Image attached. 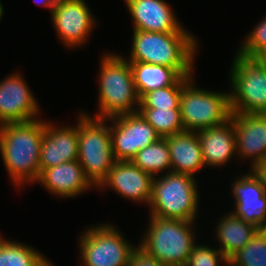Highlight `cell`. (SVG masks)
<instances>
[{
  "label": "cell",
  "mask_w": 266,
  "mask_h": 266,
  "mask_svg": "<svg viewBox=\"0 0 266 266\" xmlns=\"http://www.w3.org/2000/svg\"><path fill=\"white\" fill-rule=\"evenodd\" d=\"M45 120L0 125V153L8 175L18 188L35 183L40 175V147Z\"/></svg>",
  "instance_id": "1"
},
{
  "label": "cell",
  "mask_w": 266,
  "mask_h": 266,
  "mask_svg": "<svg viewBox=\"0 0 266 266\" xmlns=\"http://www.w3.org/2000/svg\"><path fill=\"white\" fill-rule=\"evenodd\" d=\"M195 38L184 27L172 33L133 30L131 54L127 61L167 66L184 77H191L198 50Z\"/></svg>",
  "instance_id": "2"
},
{
  "label": "cell",
  "mask_w": 266,
  "mask_h": 266,
  "mask_svg": "<svg viewBox=\"0 0 266 266\" xmlns=\"http://www.w3.org/2000/svg\"><path fill=\"white\" fill-rule=\"evenodd\" d=\"M100 62L99 112L95 117L110 119L137 112L140 98L130 63L116 53L103 55Z\"/></svg>",
  "instance_id": "3"
},
{
  "label": "cell",
  "mask_w": 266,
  "mask_h": 266,
  "mask_svg": "<svg viewBox=\"0 0 266 266\" xmlns=\"http://www.w3.org/2000/svg\"><path fill=\"white\" fill-rule=\"evenodd\" d=\"M193 222L150 216L138 248L166 266H185L196 241Z\"/></svg>",
  "instance_id": "4"
},
{
  "label": "cell",
  "mask_w": 266,
  "mask_h": 266,
  "mask_svg": "<svg viewBox=\"0 0 266 266\" xmlns=\"http://www.w3.org/2000/svg\"><path fill=\"white\" fill-rule=\"evenodd\" d=\"M197 181L189 174L166 172L152 181L150 215L194 222L197 216L199 191Z\"/></svg>",
  "instance_id": "5"
},
{
  "label": "cell",
  "mask_w": 266,
  "mask_h": 266,
  "mask_svg": "<svg viewBox=\"0 0 266 266\" xmlns=\"http://www.w3.org/2000/svg\"><path fill=\"white\" fill-rule=\"evenodd\" d=\"M107 119L90 117L85 112L78 118V162L85 176L98 187L115 163L110 126Z\"/></svg>",
  "instance_id": "6"
},
{
  "label": "cell",
  "mask_w": 266,
  "mask_h": 266,
  "mask_svg": "<svg viewBox=\"0 0 266 266\" xmlns=\"http://www.w3.org/2000/svg\"><path fill=\"white\" fill-rule=\"evenodd\" d=\"M192 76L182 83L181 119L185 131L197 132L218 126L231 117L229 92L195 88Z\"/></svg>",
  "instance_id": "7"
},
{
  "label": "cell",
  "mask_w": 266,
  "mask_h": 266,
  "mask_svg": "<svg viewBox=\"0 0 266 266\" xmlns=\"http://www.w3.org/2000/svg\"><path fill=\"white\" fill-rule=\"evenodd\" d=\"M229 76L231 113L266 114V66L236 52Z\"/></svg>",
  "instance_id": "8"
},
{
  "label": "cell",
  "mask_w": 266,
  "mask_h": 266,
  "mask_svg": "<svg viewBox=\"0 0 266 266\" xmlns=\"http://www.w3.org/2000/svg\"><path fill=\"white\" fill-rule=\"evenodd\" d=\"M80 236V266H128L133 246L114 225L100 224L88 228ZM125 239V240H124Z\"/></svg>",
  "instance_id": "9"
},
{
  "label": "cell",
  "mask_w": 266,
  "mask_h": 266,
  "mask_svg": "<svg viewBox=\"0 0 266 266\" xmlns=\"http://www.w3.org/2000/svg\"><path fill=\"white\" fill-rule=\"evenodd\" d=\"M107 120L113 122L110 135L116 161H131L137 152L161 138L138 111Z\"/></svg>",
  "instance_id": "10"
},
{
  "label": "cell",
  "mask_w": 266,
  "mask_h": 266,
  "mask_svg": "<svg viewBox=\"0 0 266 266\" xmlns=\"http://www.w3.org/2000/svg\"><path fill=\"white\" fill-rule=\"evenodd\" d=\"M50 13L59 38L69 48L85 43L96 25L84 0H60Z\"/></svg>",
  "instance_id": "11"
},
{
  "label": "cell",
  "mask_w": 266,
  "mask_h": 266,
  "mask_svg": "<svg viewBox=\"0 0 266 266\" xmlns=\"http://www.w3.org/2000/svg\"><path fill=\"white\" fill-rule=\"evenodd\" d=\"M39 109L37 100L18 72L0 81V125L39 119Z\"/></svg>",
  "instance_id": "12"
},
{
  "label": "cell",
  "mask_w": 266,
  "mask_h": 266,
  "mask_svg": "<svg viewBox=\"0 0 266 266\" xmlns=\"http://www.w3.org/2000/svg\"><path fill=\"white\" fill-rule=\"evenodd\" d=\"M153 176L138 168L132 161H115L107 177L97 188L110 187L131 201L149 205Z\"/></svg>",
  "instance_id": "13"
},
{
  "label": "cell",
  "mask_w": 266,
  "mask_h": 266,
  "mask_svg": "<svg viewBox=\"0 0 266 266\" xmlns=\"http://www.w3.org/2000/svg\"><path fill=\"white\" fill-rule=\"evenodd\" d=\"M235 127L236 152L251 162V169L266 160V114L232 113Z\"/></svg>",
  "instance_id": "14"
},
{
  "label": "cell",
  "mask_w": 266,
  "mask_h": 266,
  "mask_svg": "<svg viewBox=\"0 0 266 266\" xmlns=\"http://www.w3.org/2000/svg\"><path fill=\"white\" fill-rule=\"evenodd\" d=\"M60 127H54L52 122L45 121L40 147V173L67 161L78 160V123L76 126Z\"/></svg>",
  "instance_id": "15"
},
{
  "label": "cell",
  "mask_w": 266,
  "mask_h": 266,
  "mask_svg": "<svg viewBox=\"0 0 266 266\" xmlns=\"http://www.w3.org/2000/svg\"><path fill=\"white\" fill-rule=\"evenodd\" d=\"M134 29L150 32H178L183 26L164 0H125Z\"/></svg>",
  "instance_id": "16"
},
{
  "label": "cell",
  "mask_w": 266,
  "mask_h": 266,
  "mask_svg": "<svg viewBox=\"0 0 266 266\" xmlns=\"http://www.w3.org/2000/svg\"><path fill=\"white\" fill-rule=\"evenodd\" d=\"M250 172L233 182L236 207L232 213L258 227L266 219V192L259 179Z\"/></svg>",
  "instance_id": "17"
},
{
  "label": "cell",
  "mask_w": 266,
  "mask_h": 266,
  "mask_svg": "<svg viewBox=\"0 0 266 266\" xmlns=\"http://www.w3.org/2000/svg\"><path fill=\"white\" fill-rule=\"evenodd\" d=\"M36 182L53 195L65 198H73L95 187L85 176L78 160L44 169Z\"/></svg>",
  "instance_id": "18"
},
{
  "label": "cell",
  "mask_w": 266,
  "mask_h": 266,
  "mask_svg": "<svg viewBox=\"0 0 266 266\" xmlns=\"http://www.w3.org/2000/svg\"><path fill=\"white\" fill-rule=\"evenodd\" d=\"M206 166H223L236 151L235 127L230 118L221 125L196 132Z\"/></svg>",
  "instance_id": "19"
},
{
  "label": "cell",
  "mask_w": 266,
  "mask_h": 266,
  "mask_svg": "<svg viewBox=\"0 0 266 266\" xmlns=\"http://www.w3.org/2000/svg\"><path fill=\"white\" fill-rule=\"evenodd\" d=\"M170 153L171 171L195 176L204 168L201 145L196 132L184 131L164 138Z\"/></svg>",
  "instance_id": "20"
},
{
  "label": "cell",
  "mask_w": 266,
  "mask_h": 266,
  "mask_svg": "<svg viewBox=\"0 0 266 266\" xmlns=\"http://www.w3.org/2000/svg\"><path fill=\"white\" fill-rule=\"evenodd\" d=\"M139 98L145 93L172 85H182L187 78L176 69L145 62H129Z\"/></svg>",
  "instance_id": "21"
},
{
  "label": "cell",
  "mask_w": 266,
  "mask_h": 266,
  "mask_svg": "<svg viewBox=\"0 0 266 266\" xmlns=\"http://www.w3.org/2000/svg\"><path fill=\"white\" fill-rule=\"evenodd\" d=\"M220 221V222H219ZM216 227L218 248L228 259L238 250L248 244L250 239L256 234L257 227L245 222L232 212L222 216Z\"/></svg>",
  "instance_id": "22"
},
{
  "label": "cell",
  "mask_w": 266,
  "mask_h": 266,
  "mask_svg": "<svg viewBox=\"0 0 266 266\" xmlns=\"http://www.w3.org/2000/svg\"><path fill=\"white\" fill-rule=\"evenodd\" d=\"M49 260L25 244L0 236V266H48Z\"/></svg>",
  "instance_id": "23"
},
{
  "label": "cell",
  "mask_w": 266,
  "mask_h": 266,
  "mask_svg": "<svg viewBox=\"0 0 266 266\" xmlns=\"http://www.w3.org/2000/svg\"><path fill=\"white\" fill-rule=\"evenodd\" d=\"M138 168L150 173L153 177L159 172H171V160L167 141L160 138L157 142L148 145L131 160Z\"/></svg>",
  "instance_id": "24"
},
{
  "label": "cell",
  "mask_w": 266,
  "mask_h": 266,
  "mask_svg": "<svg viewBox=\"0 0 266 266\" xmlns=\"http://www.w3.org/2000/svg\"><path fill=\"white\" fill-rule=\"evenodd\" d=\"M161 138L184 132L180 109L138 108Z\"/></svg>",
  "instance_id": "25"
},
{
  "label": "cell",
  "mask_w": 266,
  "mask_h": 266,
  "mask_svg": "<svg viewBox=\"0 0 266 266\" xmlns=\"http://www.w3.org/2000/svg\"><path fill=\"white\" fill-rule=\"evenodd\" d=\"M228 266H266V239L257 231L246 246L228 259Z\"/></svg>",
  "instance_id": "26"
},
{
  "label": "cell",
  "mask_w": 266,
  "mask_h": 266,
  "mask_svg": "<svg viewBox=\"0 0 266 266\" xmlns=\"http://www.w3.org/2000/svg\"><path fill=\"white\" fill-rule=\"evenodd\" d=\"M182 85H172L145 93L138 108L180 109Z\"/></svg>",
  "instance_id": "27"
},
{
  "label": "cell",
  "mask_w": 266,
  "mask_h": 266,
  "mask_svg": "<svg viewBox=\"0 0 266 266\" xmlns=\"http://www.w3.org/2000/svg\"><path fill=\"white\" fill-rule=\"evenodd\" d=\"M248 35L238 50V54L258 58L266 51V17Z\"/></svg>",
  "instance_id": "28"
},
{
  "label": "cell",
  "mask_w": 266,
  "mask_h": 266,
  "mask_svg": "<svg viewBox=\"0 0 266 266\" xmlns=\"http://www.w3.org/2000/svg\"><path fill=\"white\" fill-rule=\"evenodd\" d=\"M220 261L228 266V258L219 249L196 243L185 266H219Z\"/></svg>",
  "instance_id": "29"
},
{
  "label": "cell",
  "mask_w": 266,
  "mask_h": 266,
  "mask_svg": "<svg viewBox=\"0 0 266 266\" xmlns=\"http://www.w3.org/2000/svg\"><path fill=\"white\" fill-rule=\"evenodd\" d=\"M128 266H166L155 258L148 256L141 249H137L131 255Z\"/></svg>",
  "instance_id": "30"
},
{
  "label": "cell",
  "mask_w": 266,
  "mask_h": 266,
  "mask_svg": "<svg viewBox=\"0 0 266 266\" xmlns=\"http://www.w3.org/2000/svg\"><path fill=\"white\" fill-rule=\"evenodd\" d=\"M250 171L259 179L266 192V160L256 164Z\"/></svg>",
  "instance_id": "31"
},
{
  "label": "cell",
  "mask_w": 266,
  "mask_h": 266,
  "mask_svg": "<svg viewBox=\"0 0 266 266\" xmlns=\"http://www.w3.org/2000/svg\"><path fill=\"white\" fill-rule=\"evenodd\" d=\"M59 1L60 0H38V1H36V3L42 5L43 7L44 6L48 7L52 11V9L56 6V4Z\"/></svg>",
  "instance_id": "32"
},
{
  "label": "cell",
  "mask_w": 266,
  "mask_h": 266,
  "mask_svg": "<svg viewBox=\"0 0 266 266\" xmlns=\"http://www.w3.org/2000/svg\"><path fill=\"white\" fill-rule=\"evenodd\" d=\"M257 231L266 239V219L257 227Z\"/></svg>",
  "instance_id": "33"
},
{
  "label": "cell",
  "mask_w": 266,
  "mask_h": 266,
  "mask_svg": "<svg viewBox=\"0 0 266 266\" xmlns=\"http://www.w3.org/2000/svg\"><path fill=\"white\" fill-rule=\"evenodd\" d=\"M258 59L266 66V51H264Z\"/></svg>",
  "instance_id": "34"
},
{
  "label": "cell",
  "mask_w": 266,
  "mask_h": 266,
  "mask_svg": "<svg viewBox=\"0 0 266 266\" xmlns=\"http://www.w3.org/2000/svg\"><path fill=\"white\" fill-rule=\"evenodd\" d=\"M3 6H2V3L0 2V19H2V17H3Z\"/></svg>",
  "instance_id": "35"
}]
</instances>
